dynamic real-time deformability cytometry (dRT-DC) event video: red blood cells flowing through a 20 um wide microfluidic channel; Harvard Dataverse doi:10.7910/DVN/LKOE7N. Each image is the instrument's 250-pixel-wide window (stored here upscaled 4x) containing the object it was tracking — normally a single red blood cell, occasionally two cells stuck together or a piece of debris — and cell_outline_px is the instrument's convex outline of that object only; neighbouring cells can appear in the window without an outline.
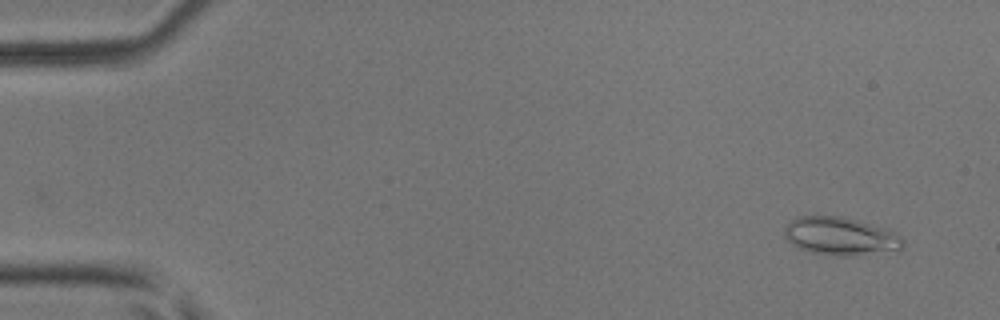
{"species": "common noctule bat (a hibernating species)", "species_latin": "Nyctalus noctula", "temperature_condition": "room temperature", "stored_images_in_passage": 50, "camera_frame_rate_fps": 3000, "um_per_image_px": 0.085, "animal": {"sex": "male", "body_mass_g": 17.9, "forearm_length_mm": 54.2}, "frame": {"image": 1, "passage_image": 3, "time_ms": 0.667, "image_size_px": [1000, 320], "cell_outline_px": [[904, 244], [900, 252], [856, 256], [836, 256], [812, 252], [796, 248], [784, 236], [784, 228], [792, 220], [800, 216], [844, 216], [888, 228], [896, 232], [904, 240]], "centroid_in_image_um": [71.54, 20.1], "position_along_channel_um": 13.5, "area_um2": 27.11}}
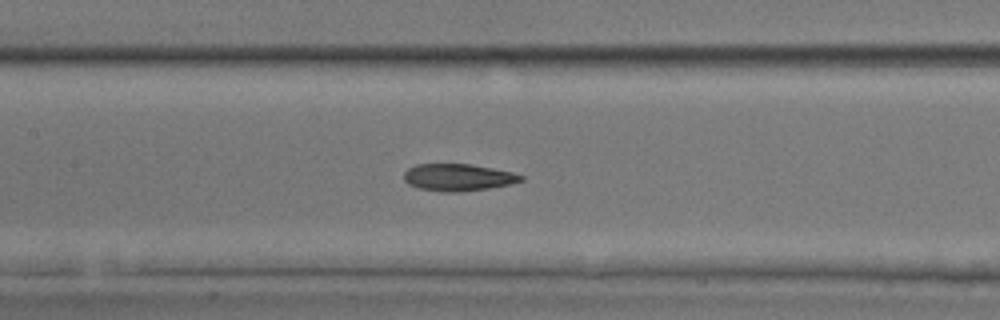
{"frame": {"image": 2, "passage_image": 24, "time_ms": 7.667, "image_size_px": [1000, 320], "cell_outline_px": [[524, 180], [512, 184], [488, 188], [456, 192], [444, 192], [420, 188], [408, 184], [404, 180], [404, 172], [408, 168], [416, 164], [472, 164], [512, 172], [524, 176]], "centroid_in_image_um": [38.94, 15.07], "position_along_channel_um": 168.5, "area_um2": 18.44}}
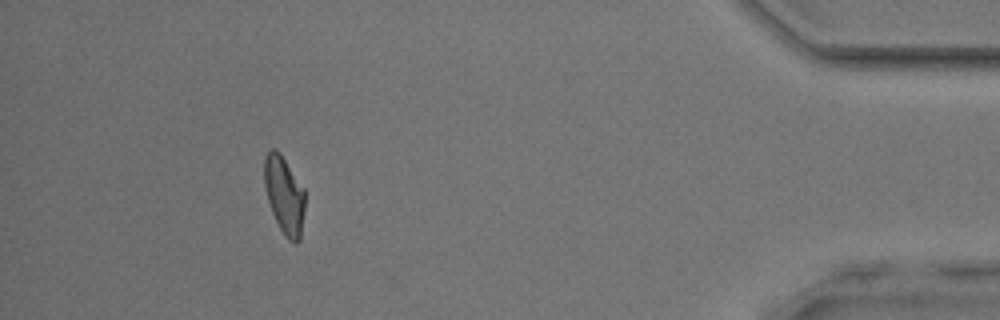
{"frame": {"image": 3, "passage_image": 46, "time_ms": 15.0, "image_size_px": [1000, 320], "cell_outline_px": [[304, 208], [300, 240], [296, 244], [288, 240], [284, 236], [272, 212], [268, 200], [264, 184], [264, 156], [272, 148], [276, 148], [280, 152], [304, 188]], "centroid_in_image_um": [24.16, 16.57], "position_along_channel_um": 411.0, "area_um2": 18.38}, "authors_computed_cell_mechanics": {"area_um2": 19.1318, "velocity_mm_per_s": 4.0699, "shape_relaxation_time_tau1_ms": 4.9492, "shape_relaxation_time_tau2_ms": 2.2276, "deformation_change_tau1": 0.1488, "deformation_change_tau2": 0.0972}}